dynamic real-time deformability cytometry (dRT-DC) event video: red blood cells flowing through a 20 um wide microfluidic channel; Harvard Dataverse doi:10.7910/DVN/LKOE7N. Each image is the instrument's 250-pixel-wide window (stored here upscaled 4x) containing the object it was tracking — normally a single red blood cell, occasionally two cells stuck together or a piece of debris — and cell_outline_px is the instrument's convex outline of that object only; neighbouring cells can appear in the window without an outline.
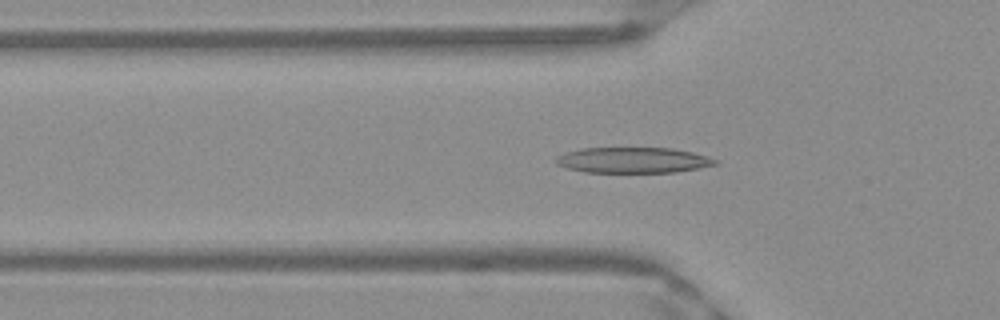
{"species": "Egyptian fruit bat (a non-hibernating species)", "species_latin": "Rousettus aegyptiacus", "temperature_condition": "warm", "stored_images_in_passage": 49, "camera_frame_rate_fps": 3000, "um_per_image_px": 0.085, "frame": {"image": 1, "passage_image": 15, "time_ms": 4.667, "image_size_px": [1000, 320], "cell_outline_px": [[720, 164], [700, 168], [676, 172], [584, 172], [568, 168], [556, 164], [556, 156], [564, 152], [580, 148], [672, 148], [692, 152], [708, 156], [720, 160]], "centroid_in_image_um": [53.85, 13.61], "position_along_channel_um": 72.0, "area_um2": 24.04}}
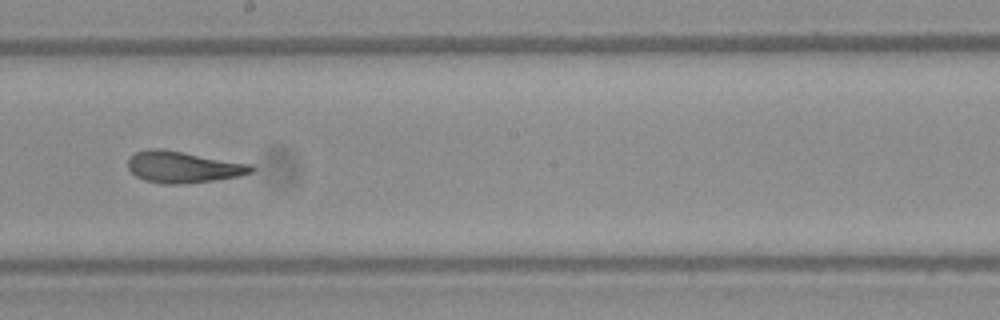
{"frame": {"image": 2, "passage_image": 27, "time_ms": 8.667, "image_size_px": [1000, 320], "cell_outline_px": [[256, 168], [252, 172], [240, 176], [188, 184], [164, 184], [144, 180], [136, 176], [128, 168], [128, 160], [136, 152], [148, 148], [164, 148], [252, 164]], "centroid_in_image_um": [15.59, 14.19], "position_along_channel_um": 232.6, "area_um2": 22.95}}
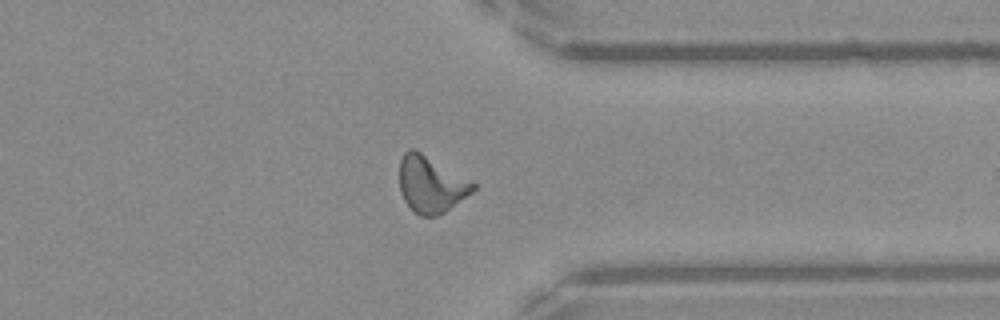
{"frame": {"image": 3, "passage_image": 38, "time_ms": 12.333, "image_size_px": [1000, 320], "cell_outline_px": [[476, 188], [472, 192], [444, 212], [436, 216], [420, 216], [404, 200], [400, 192], [400, 160], [404, 152], [412, 148], [416, 148], [476, 184]], "centroid_in_image_um": [36.61, 15.64], "position_along_channel_um": 374.8, "area_um2": 23.99}, "authors_computed_cell_mechanics": {"area_um2": 22.9466, "velocity_mm_per_s": 3.9858, "shape_relaxation_time_tau1_ms": 8.7287, "shape_relaxation_time_tau2_ms": 1.5521, "deformation_change_tau1": 0.2509, "deformation_change_tau2": 0.0934}}